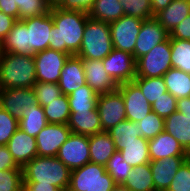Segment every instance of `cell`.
<instances>
[{"label":"cell","instance_id":"obj_20","mask_svg":"<svg viewBox=\"0 0 190 191\" xmlns=\"http://www.w3.org/2000/svg\"><path fill=\"white\" fill-rule=\"evenodd\" d=\"M86 84L82 58L73 55L70 56L60 75L58 82L59 88L64 95H69L79 87Z\"/></svg>","mask_w":190,"mask_h":191},{"label":"cell","instance_id":"obj_42","mask_svg":"<svg viewBox=\"0 0 190 191\" xmlns=\"http://www.w3.org/2000/svg\"><path fill=\"white\" fill-rule=\"evenodd\" d=\"M0 191H23L22 169L1 170Z\"/></svg>","mask_w":190,"mask_h":191},{"label":"cell","instance_id":"obj_48","mask_svg":"<svg viewBox=\"0 0 190 191\" xmlns=\"http://www.w3.org/2000/svg\"><path fill=\"white\" fill-rule=\"evenodd\" d=\"M7 169H22L13 160L11 153L6 145H0V171Z\"/></svg>","mask_w":190,"mask_h":191},{"label":"cell","instance_id":"obj_34","mask_svg":"<svg viewBox=\"0 0 190 191\" xmlns=\"http://www.w3.org/2000/svg\"><path fill=\"white\" fill-rule=\"evenodd\" d=\"M172 67L190 74V40L170 39Z\"/></svg>","mask_w":190,"mask_h":191},{"label":"cell","instance_id":"obj_14","mask_svg":"<svg viewBox=\"0 0 190 191\" xmlns=\"http://www.w3.org/2000/svg\"><path fill=\"white\" fill-rule=\"evenodd\" d=\"M70 134L71 129L67 124L48 123L35 137L38 156H57L59 148L68 139Z\"/></svg>","mask_w":190,"mask_h":191},{"label":"cell","instance_id":"obj_50","mask_svg":"<svg viewBox=\"0 0 190 191\" xmlns=\"http://www.w3.org/2000/svg\"><path fill=\"white\" fill-rule=\"evenodd\" d=\"M0 11L19 20V8L15 0H0Z\"/></svg>","mask_w":190,"mask_h":191},{"label":"cell","instance_id":"obj_56","mask_svg":"<svg viewBox=\"0 0 190 191\" xmlns=\"http://www.w3.org/2000/svg\"><path fill=\"white\" fill-rule=\"evenodd\" d=\"M3 55V47H2V41L0 40V60Z\"/></svg>","mask_w":190,"mask_h":191},{"label":"cell","instance_id":"obj_19","mask_svg":"<svg viewBox=\"0 0 190 191\" xmlns=\"http://www.w3.org/2000/svg\"><path fill=\"white\" fill-rule=\"evenodd\" d=\"M13 160L20 167L31 161L37 154L36 138L18 128L6 144Z\"/></svg>","mask_w":190,"mask_h":191},{"label":"cell","instance_id":"obj_47","mask_svg":"<svg viewBox=\"0 0 190 191\" xmlns=\"http://www.w3.org/2000/svg\"><path fill=\"white\" fill-rule=\"evenodd\" d=\"M170 39L190 40V15H188L169 34Z\"/></svg>","mask_w":190,"mask_h":191},{"label":"cell","instance_id":"obj_28","mask_svg":"<svg viewBox=\"0 0 190 191\" xmlns=\"http://www.w3.org/2000/svg\"><path fill=\"white\" fill-rule=\"evenodd\" d=\"M167 91L176 99L190 97V74L171 67L163 76Z\"/></svg>","mask_w":190,"mask_h":191},{"label":"cell","instance_id":"obj_26","mask_svg":"<svg viewBox=\"0 0 190 191\" xmlns=\"http://www.w3.org/2000/svg\"><path fill=\"white\" fill-rule=\"evenodd\" d=\"M148 142L143 137H138L137 141L130 143H117L116 150L120 151L124 161H126L132 168L150 163Z\"/></svg>","mask_w":190,"mask_h":191},{"label":"cell","instance_id":"obj_38","mask_svg":"<svg viewBox=\"0 0 190 191\" xmlns=\"http://www.w3.org/2000/svg\"><path fill=\"white\" fill-rule=\"evenodd\" d=\"M139 137L151 140L164 131V118L151 111L141 121L137 122Z\"/></svg>","mask_w":190,"mask_h":191},{"label":"cell","instance_id":"obj_2","mask_svg":"<svg viewBox=\"0 0 190 191\" xmlns=\"http://www.w3.org/2000/svg\"><path fill=\"white\" fill-rule=\"evenodd\" d=\"M71 170L56 156H36L22 167L23 184L54 185L68 189Z\"/></svg>","mask_w":190,"mask_h":191},{"label":"cell","instance_id":"obj_35","mask_svg":"<svg viewBox=\"0 0 190 191\" xmlns=\"http://www.w3.org/2000/svg\"><path fill=\"white\" fill-rule=\"evenodd\" d=\"M133 82L140 88L150 104L162 97V94L168 92L163 77H135Z\"/></svg>","mask_w":190,"mask_h":191},{"label":"cell","instance_id":"obj_15","mask_svg":"<svg viewBox=\"0 0 190 191\" xmlns=\"http://www.w3.org/2000/svg\"><path fill=\"white\" fill-rule=\"evenodd\" d=\"M117 90L123 96L127 120L139 122L152 111L151 104L133 81L120 84Z\"/></svg>","mask_w":190,"mask_h":191},{"label":"cell","instance_id":"obj_7","mask_svg":"<svg viewBox=\"0 0 190 191\" xmlns=\"http://www.w3.org/2000/svg\"><path fill=\"white\" fill-rule=\"evenodd\" d=\"M142 22L140 18L123 15L109 23L114 49L129 52L134 57V47Z\"/></svg>","mask_w":190,"mask_h":191},{"label":"cell","instance_id":"obj_52","mask_svg":"<svg viewBox=\"0 0 190 191\" xmlns=\"http://www.w3.org/2000/svg\"><path fill=\"white\" fill-rule=\"evenodd\" d=\"M172 1L173 0H151L150 2L153 16L165 9Z\"/></svg>","mask_w":190,"mask_h":191},{"label":"cell","instance_id":"obj_8","mask_svg":"<svg viewBox=\"0 0 190 191\" xmlns=\"http://www.w3.org/2000/svg\"><path fill=\"white\" fill-rule=\"evenodd\" d=\"M34 62L36 67L37 82L58 83L61 71L70 55L52 49L35 53Z\"/></svg>","mask_w":190,"mask_h":191},{"label":"cell","instance_id":"obj_55","mask_svg":"<svg viewBox=\"0 0 190 191\" xmlns=\"http://www.w3.org/2000/svg\"><path fill=\"white\" fill-rule=\"evenodd\" d=\"M111 191H129L123 184H116Z\"/></svg>","mask_w":190,"mask_h":191},{"label":"cell","instance_id":"obj_31","mask_svg":"<svg viewBox=\"0 0 190 191\" xmlns=\"http://www.w3.org/2000/svg\"><path fill=\"white\" fill-rule=\"evenodd\" d=\"M123 185L129 191H155L150 164L133 167Z\"/></svg>","mask_w":190,"mask_h":191},{"label":"cell","instance_id":"obj_22","mask_svg":"<svg viewBox=\"0 0 190 191\" xmlns=\"http://www.w3.org/2000/svg\"><path fill=\"white\" fill-rule=\"evenodd\" d=\"M72 133L94 135L103 132L98 109L70 112L67 123Z\"/></svg>","mask_w":190,"mask_h":191},{"label":"cell","instance_id":"obj_18","mask_svg":"<svg viewBox=\"0 0 190 191\" xmlns=\"http://www.w3.org/2000/svg\"><path fill=\"white\" fill-rule=\"evenodd\" d=\"M187 156H171L161 160H151L150 169L155 191H166Z\"/></svg>","mask_w":190,"mask_h":191},{"label":"cell","instance_id":"obj_33","mask_svg":"<svg viewBox=\"0 0 190 191\" xmlns=\"http://www.w3.org/2000/svg\"><path fill=\"white\" fill-rule=\"evenodd\" d=\"M45 118L50 124H67L70 116V108L67 95L62 94L58 98L47 102L43 106Z\"/></svg>","mask_w":190,"mask_h":191},{"label":"cell","instance_id":"obj_53","mask_svg":"<svg viewBox=\"0 0 190 191\" xmlns=\"http://www.w3.org/2000/svg\"><path fill=\"white\" fill-rule=\"evenodd\" d=\"M177 111L190 116V97L177 99Z\"/></svg>","mask_w":190,"mask_h":191},{"label":"cell","instance_id":"obj_29","mask_svg":"<svg viewBox=\"0 0 190 191\" xmlns=\"http://www.w3.org/2000/svg\"><path fill=\"white\" fill-rule=\"evenodd\" d=\"M88 15L94 20L111 23L125 14L118 0H95Z\"/></svg>","mask_w":190,"mask_h":191},{"label":"cell","instance_id":"obj_1","mask_svg":"<svg viewBox=\"0 0 190 191\" xmlns=\"http://www.w3.org/2000/svg\"><path fill=\"white\" fill-rule=\"evenodd\" d=\"M53 26L50 32L49 49L76 55L83 39L89 15L81 11L52 8Z\"/></svg>","mask_w":190,"mask_h":191},{"label":"cell","instance_id":"obj_10","mask_svg":"<svg viewBox=\"0 0 190 191\" xmlns=\"http://www.w3.org/2000/svg\"><path fill=\"white\" fill-rule=\"evenodd\" d=\"M27 26V54L44 51L49 48L50 32L54 24L50 13L22 20Z\"/></svg>","mask_w":190,"mask_h":191},{"label":"cell","instance_id":"obj_49","mask_svg":"<svg viewBox=\"0 0 190 191\" xmlns=\"http://www.w3.org/2000/svg\"><path fill=\"white\" fill-rule=\"evenodd\" d=\"M17 19L8 16L2 11H0V40L3 41V39L7 36V34L10 32L14 24L16 23Z\"/></svg>","mask_w":190,"mask_h":191},{"label":"cell","instance_id":"obj_39","mask_svg":"<svg viewBox=\"0 0 190 191\" xmlns=\"http://www.w3.org/2000/svg\"><path fill=\"white\" fill-rule=\"evenodd\" d=\"M15 3L19 8V20L39 17L51 10L46 0H15Z\"/></svg>","mask_w":190,"mask_h":191},{"label":"cell","instance_id":"obj_44","mask_svg":"<svg viewBox=\"0 0 190 191\" xmlns=\"http://www.w3.org/2000/svg\"><path fill=\"white\" fill-rule=\"evenodd\" d=\"M166 191H190V161L186 159Z\"/></svg>","mask_w":190,"mask_h":191},{"label":"cell","instance_id":"obj_40","mask_svg":"<svg viewBox=\"0 0 190 191\" xmlns=\"http://www.w3.org/2000/svg\"><path fill=\"white\" fill-rule=\"evenodd\" d=\"M123 7L124 14L142 20L154 18L151 0H118Z\"/></svg>","mask_w":190,"mask_h":191},{"label":"cell","instance_id":"obj_21","mask_svg":"<svg viewBox=\"0 0 190 191\" xmlns=\"http://www.w3.org/2000/svg\"><path fill=\"white\" fill-rule=\"evenodd\" d=\"M151 160H161L171 156H187V152L171 134L163 131L148 142Z\"/></svg>","mask_w":190,"mask_h":191},{"label":"cell","instance_id":"obj_30","mask_svg":"<svg viewBox=\"0 0 190 191\" xmlns=\"http://www.w3.org/2000/svg\"><path fill=\"white\" fill-rule=\"evenodd\" d=\"M47 124L44 109L40 105H32L24 110L23 117L18 121L19 128L33 137H36Z\"/></svg>","mask_w":190,"mask_h":191},{"label":"cell","instance_id":"obj_45","mask_svg":"<svg viewBox=\"0 0 190 191\" xmlns=\"http://www.w3.org/2000/svg\"><path fill=\"white\" fill-rule=\"evenodd\" d=\"M151 106L153 112L165 119L177 110V99L169 92H166Z\"/></svg>","mask_w":190,"mask_h":191},{"label":"cell","instance_id":"obj_13","mask_svg":"<svg viewBox=\"0 0 190 191\" xmlns=\"http://www.w3.org/2000/svg\"><path fill=\"white\" fill-rule=\"evenodd\" d=\"M32 105H39L32 87L0 90V107L18 121L23 117L24 110Z\"/></svg>","mask_w":190,"mask_h":191},{"label":"cell","instance_id":"obj_27","mask_svg":"<svg viewBox=\"0 0 190 191\" xmlns=\"http://www.w3.org/2000/svg\"><path fill=\"white\" fill-rule=\"evenodd\" d=\"M3 53L27 55V26L17 20L10 32L2 41Z\"/></svg>","mask_w":190,"mask_h":191},{"label":"cell","instance_id":"obj_41","mask_svg":"<svg viewBox=\"0 0 190 191\" xmlns=\"http://www.w3.org/2000/svg\"><path fill=\"white\" fill-rule=\"evenodd\" d=\"M32 88L38 104L42 107L62 95L58 83L36 82Z\"/></svg>","mask_w":190,"mask_h":191},{"label":"cell","instance_id":"obj_46","mask_svg":"<svg viewBox=\"0 0 190 191\" xmlns=\"http://www.w3.org/2000/svg\"><path fill=\"white\" fill-rule=\"evenodd\" d=\"M95 0H64L59 9L81 11L89 14Z\"/></svg>","mask_w":190,"mask_h":191},{"label":"cell","instance_id":"obj_24","mask_svg":"<svg viewBox=\"0 0 190 191\" xmlns=\"http://www.w3.org/2000/svg\"><path fill=\"white\" fill-rule=\"evenodd\" d=\"M188 15H190V0H173L154 18L170 34Z\"/></svg>","mask_w":190,"mask_h":191},{"label":"cell","instance_id":"obj_3","mask_svg":"<svg viewBox=\"0 0 190 191\" xmlns=\"http://www.w3.org/2000/svg\"><path fill=\"white\" fill-rule=\"evenodd\" d=\"M36 82L33 55L3 53L0 60V90L33 87Z\"/></svg>","mask_w":190,"mask_h":191},{"label":"cell","instance_id":"obj_12","mask_svg":"<svg viewBox=\"0 0 190 191\" xmlns=\"http://www.w3.org/2000/svg\"><path fill=\"white\" fill-rule=\"evenodd\" d=\"M102 63L118 85L132 82L136 77V60L129 52L113 49Z\"/></svg>","mask_w":190,"mask_h":191},{"label":"cell","instance_id":"obj_51","mask_svg":"<svg viewBox=\"0 0 190 191\" xmlns=\"http://www.w3.org/2000/svg\"><path fill=\"white\" fill-rule=\"evenodd\" d=\"M23 191H69L68 189H59L54 185L45 184H23Z\"/></svg>","mask_w":190,"mask_h":191},{"label":"cell","instance_id":"obj_6","mask_svg":"<svg viewBox=\"0 0 190 191\" xmlns=\"http://www.w3.org/2000/svg\"><path fill=\"white\" fill-rule=\"evenodd\" d=\"M172 67L170 37L136 60V77H162Z\"/></svg>","mask_w":190,"mask_h":191},{"label":"cell","instance_id":"obj_9","mask_svg":"<svg viewBox=\"0 0 190 191\" xmlns=\"http://www.w3.org/2000/svg\"><path fill=\"white\" fill-rule=\"evenodd\" d=\"M56 157L70 170L89 163V136L71 132L68 139L59 148Z\"/></svg>","mask_w":190,"mask_h":191},{"label":"cell","instance_id":"obj_25","mask_svg":"<svg viewBox=\"0 0 190 191\" xmlns=\"http://www.w3.org/2000/svg\"><path fill=\"white\" fill-rule=\"evenodd\" d=\"M164 131L171 134L188 153L190 151V116L177 110L164 119Z\"/></svg>","mask_w":190,"mask_h":191},{"label":"cell","instance_id":"obj_36","mask_svg":"<svg viewBox=\"0 0 190 191\" xmlns=\"http://www.w3.org/2000/svg\"><path fill=\"white\" fill-rule=\"evenodd\" d=\"M111 138L114 140V144L117 143H130L137 141L139 137V129L137 122H132L127 119L121 121L111 129L107 131Z\"/></svg>","mask_w":190,"mask_h":191},{"label":"cell","instance_id":"obj_23","mask_svg":"<svg viewBox=\"0 0 190 191\" xmlns=\"http://www.w3.org/2000/svg\"><path fill=\"white\" fill-rule=\"evenodd\" d=\"M115 152L114 140L107 131L89 136L90 162L106 166Z\"/></svg>","mask_w":190,"mask_h":191},{"label":"cell","instance_id":"obj_43","mask_svg":"<svg viewBox=\"0 0 190 191\" xmlns=\"http://www.w3.org/2000/svg\"><path fill=\"white\" fill-rule=\"evenodd\" d=\"M18 128V120L0 107V145H6Z\"/></svg>","mask_w":190,"mask_h":191},{"label":"cell","instance_id":"obj_4","mask_svg":"<svg viewBox=\"0 0 190 191\" xmlns=\"http://www.w3.org/2000/svg\"><path fill=\"white\" fill-rule=\"evenodd\" d=\"M113 49L109 23L89 17L76 56L82 59L103 60Z\"/></svg>","mask_w":190,"mask_h":191},{"label":"cell","instance_id":"obj_11","mask_svg":"<svg viewBox=\"0 0 190 191\" xmlns=\"http://www.w3.org/2000/svg\"><path fill=\"white\" fill-rule=\"evenodd\" d=\"M97 109L103 131H108L126 119L123 96L118 90L98 95Z\"/></svg>","mask_w":190,"mask_h":191},{"label":"cell","instance_id":"obj_17","mask_svg":"<svg viewBox=\"0 0 190 191\" xmlns=\"http://www.w3.org/2000/svg\"><path fill=\"white\" fill-rule=\"evenodd\" d=\"M86 84L100 95L118 89V84L106 72L102 60L82 59Z\"/></svg>","mask_w":190,"mask_h":191},{"label":"cell","instance_id":"obj_57","mask_svg":"<svg viewBox=\"0 0 190 191\" xmlns=\"http://www.w3.org/2000/svg\"><path fill=\"white\" fill-rule=\"evenodd\" d=\"M187 159L190 161V151L187 153Z\"/></svg>","mask_w":190,"mask_h":191},{"label":"cell","instance_id":"obj_54","mask_svg":"<svg viewBox=\"0 0 190 191\" xmlns=\"http://www.w3.org/2000/svg\"><path fill=\"white\" fill-rule=\"evenodd\" d=\"M46 1L51 9L58 8L64 2V0H46Z\"/></svg>","mask_w":190,"mask_h":191},{"label":"cell","instance_id":"obj_32","mask_svg":"<svg viewBox=\"0 0 190 191\" xmlns=\"http://www.w3.org/2000/svg\"><path fill=\"white\" fill-rule=\"evenodd\" d=\"M67 98L70 112L95 110L97 108L98 94L87 84L70 93Z\"/></svg>","mask_w":190,"mask_h":191},{"label":"cell","instance_id":"obj_16","mask_svg":"<svg viewBox=\"0 0 190 191\" xmlns=\"http://www.w3.org/2000/svg\"><path fill=\"white\" fill-rule=\"evenodd\" d=\"M168 37L169 33L155 18L143 20L134 47L135 60L150 52L152 48L164 42Z\"/></svg>","mask_w":190,"mask_h":191},{"label":"cell","instance_id":"obj_5","mask_svg":"<svg viewBox=\"0 0 190 191\" xmlns=\"http://www.w3.org/2000/svg\"><path fill=\"white\" fill-rule=\"evenodd\" d=\"M116 183L105 166L89 162L71 170L69 191H111Z\"/></svg>","mask_w":190,"mask_h":191},{"label":"cell","instance_id":"obj_37","mask_svg":"<svg viewBox=\"0 0 190 191\" xmlns=\"http://www.w3.org/2000/svg\"><path fill=\"white\" fill-rule=\"evenodd\" d=\"M107 172L113 178L116 184H124L133 168L124 161L120 151L111 156L105 166Z\"/></svg>","mask_w":190,"mask_h":191}]
</instances>
